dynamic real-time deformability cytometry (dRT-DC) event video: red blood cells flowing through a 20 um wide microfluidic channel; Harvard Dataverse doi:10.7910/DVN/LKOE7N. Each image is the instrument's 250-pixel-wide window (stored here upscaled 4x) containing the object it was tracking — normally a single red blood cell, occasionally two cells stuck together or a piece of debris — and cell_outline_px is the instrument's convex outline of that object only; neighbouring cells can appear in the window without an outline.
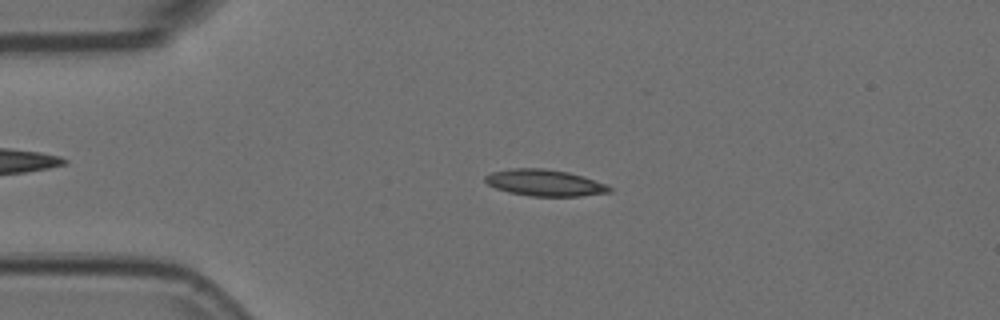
{"species": "Egyptian fruit bat (a non-hibernating species)", "species_latin": "Rousettus aegyptiacus", "temperature_condition": "room temperature", "stored_images_in_passage": 3, "camera_frame_rate_fps": 3000, "um_per_image_px": 0.085, "animal": {"sex": "female"}, "frame": {"image": 1, "passage_image": 3, "time_ms": 0.667, "image_size_px": [1000, 320], "cell_outline_px": [[612, 192], [580, 196], [528, 196], [508, 192], [496, 188], [488, 184], [484, 180], [484, 176], [492, 172], [512, 168], [544, 168], [568, 172], [584, 176], [604, 184], [612, 188]], "centroid_in_image_um": [46.29, 15.54], "position_along_channel_um": 38.7, "area_um2": 19.19}}